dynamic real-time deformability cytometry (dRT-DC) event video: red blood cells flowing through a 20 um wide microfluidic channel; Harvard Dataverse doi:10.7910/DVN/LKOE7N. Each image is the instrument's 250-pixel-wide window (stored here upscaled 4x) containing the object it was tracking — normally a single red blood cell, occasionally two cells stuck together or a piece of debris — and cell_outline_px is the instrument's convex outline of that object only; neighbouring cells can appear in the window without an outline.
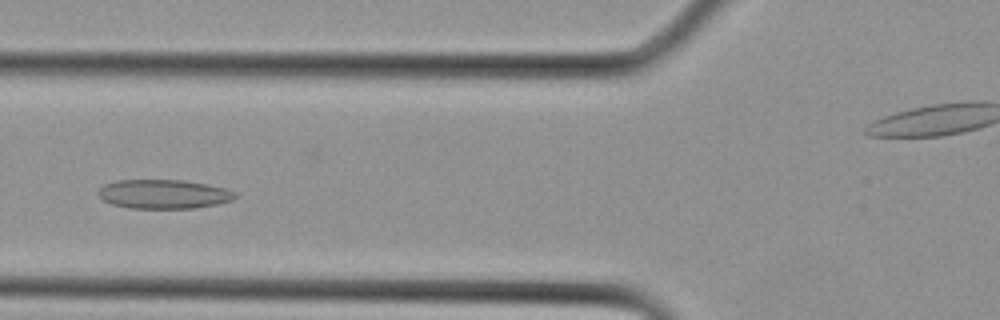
{"species": "Egyptian fruit bat (a non-hibernating species)", "species_latin": "Rousettus aegyptiacus", "temperature_condition": "cold", "stored_images_in_passage": 6, "camera_frame_rate_fps": 3000, "um_per_image_px": 0.085, "animal": {"sex": "female"}, "frame": {"image": 1, "passage_image": 3, "time_ms": 0.667, "image_size_px": [1000, 320], "cell_outline_px": [[236, 196], [232, 200], [216, 204], [196, 208], [128, 208], [112, 204], [104, 200], [100, 196], [100, 188], [104, 184], [116, 180], [184, 180], [224, 188], [236, 192]], "centroid_in_image_um": [13.91, 16.5], "position_along_channel_um": 111.9, "area_um2": 23.0}}
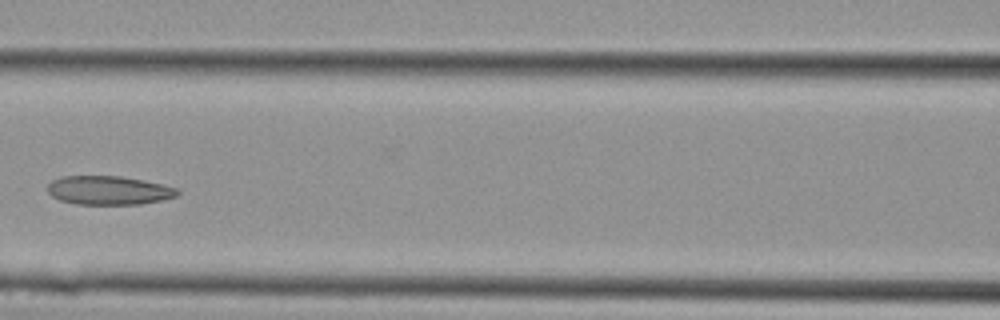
{"frame": {"image": 2, "passage_image": 5, "time_ms": 1.333, "image_size_px": [1000, 320], "cell_outline_px": [[180, 192], [176, 196], [160, 200], [140, 204], [76, 204], [60, 200], [52, 196], [48, 192], [48, 184], [52, 180], [60, 176], [120, 176], [144, 180], [164, 184], [176, 188]], "centroid_in_image_um": [9.23, 16.17], "position_along_channel_um": 157.4, "area_um2": 21.79}}